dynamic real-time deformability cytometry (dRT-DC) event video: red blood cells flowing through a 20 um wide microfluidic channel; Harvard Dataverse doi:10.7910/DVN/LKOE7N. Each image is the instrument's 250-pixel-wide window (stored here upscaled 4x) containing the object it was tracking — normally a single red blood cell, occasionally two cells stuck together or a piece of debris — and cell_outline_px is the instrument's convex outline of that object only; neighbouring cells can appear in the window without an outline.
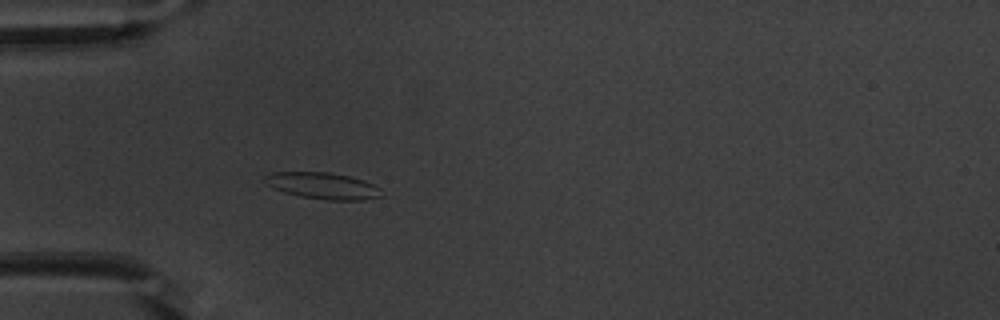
{"species": "common noctule bat (a hibernating species)", "species_latin": "Nyctalus noctula", "temperature_condition": "warm", "stored_images_in_passage": 40, "camera_frame_rate_fps": 3000, "um_per_image_px": 0.085, "animal": {"sex": "male", "body_mass_g": 20.1, "forearm_length_mm": 53.5}, "frame": {"image": 1, "passage_image": 3, "time_ms": 0.667, "image_size_px": [1000, 320], "cell_outline_px": [[384, 196], [360, 200], [328, 200], [300, 196], [284, 192], [268, 184], [264, 180], [264, 176], [272, 172], [328, 172], [348, 176], [364, 180], [380, 188]], "centroid_in_image_um": [27.47, 15.79], "position_along_channel_um": 57.5, "area_um2": 17.86}}
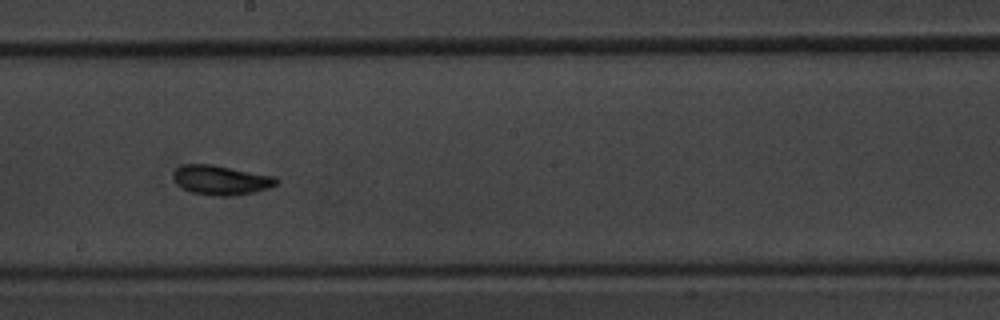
{"frame": {"image": 2, "passage_image": 17, "time_ms": 5.333, "image_size_px": [1000, 320], "cell_outline_px": [[280, 180], [276, 184], [268, 188], [252, 192], [232, 196], [212, 196], [192, 192], [176, 184], [172, 176], [172, 172], [176, 168], [184, 164], [212, 164], [276, 176]], "centroid_in_image_um": [18.77, 15.3], "position_along_channel_um": 229.4, "area_um2": 17.86}}
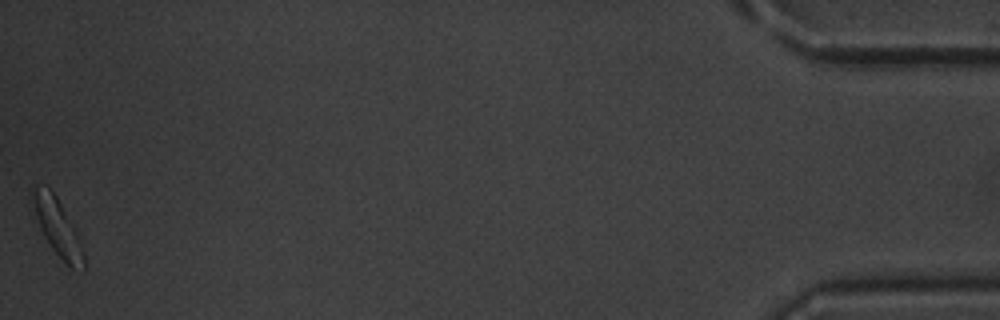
{"frame": {"image": 3, "passage_image": 40, "time_ms": 13.0, "image_size_px": [1000, 320], "cell_outline_px": [[84, 272], [72, 268], [52, 248], [44, 236], [28, 208], [28, 192], [36, 184], [48, 188], [56, 196], [84, 252]], "centroid_in_image_um": [4.73, 19.22], "position_along_channel_um": 430.5, "area_um2": 16.94}, "authors_computed_cell_mechanics": {"area_um2": 16.8776, "velocity_mm_per_s": 3.8067, "shape_relaxation_time_tau1_ms": 2.4968, "shape_relaxation_time_tau2_ms": 3.4368, "deformation_change_tau1": 0.1522, "deformation_change_tau2": 0.0671}}